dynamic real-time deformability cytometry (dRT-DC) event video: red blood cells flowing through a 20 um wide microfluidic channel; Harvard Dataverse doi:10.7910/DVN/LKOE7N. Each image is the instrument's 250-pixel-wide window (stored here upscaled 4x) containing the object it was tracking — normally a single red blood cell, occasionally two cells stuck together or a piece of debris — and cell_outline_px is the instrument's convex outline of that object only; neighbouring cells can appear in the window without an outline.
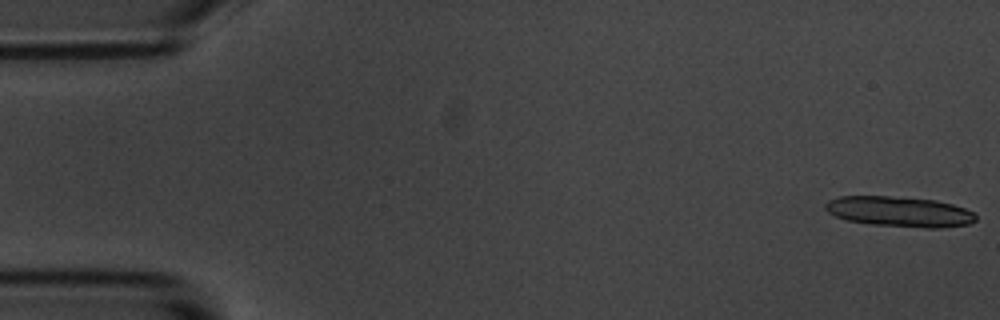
{"species": "common noctule bat (a hibernating species)", "species_latin": "Nyctalus noctula", "temperature_condition": "room temperature", "stored_images_in_passage": 7, "segment_of_instrument_passage": [1, 2], "camera_frame_rate_fps": 3000, "um_per_image_px": 0.085, "animal": {"sex": "male", "body_mass_g": 20.1, "forearm_length_mm": 53.5}, "frame": {"image": 1, "passage_image": 1, "time_ms": 0.0, "image_size_px": [1000, 320], "cell_outline_px": [[976, 220], [968, 224], [940, 228], [924, 228], [868, 224], [848, 220], [836, 216], [828, 212], [824, 208], [824, 204], [828, 200], [840, 196], [888, 196], [936, 200], [952, 204], [964, 208], [972, 212], [976, 216]], "centroid_in_image_um": [76.43, 17.99], "position_along_channel_um": 8.6, "area_um2": 26.59}}